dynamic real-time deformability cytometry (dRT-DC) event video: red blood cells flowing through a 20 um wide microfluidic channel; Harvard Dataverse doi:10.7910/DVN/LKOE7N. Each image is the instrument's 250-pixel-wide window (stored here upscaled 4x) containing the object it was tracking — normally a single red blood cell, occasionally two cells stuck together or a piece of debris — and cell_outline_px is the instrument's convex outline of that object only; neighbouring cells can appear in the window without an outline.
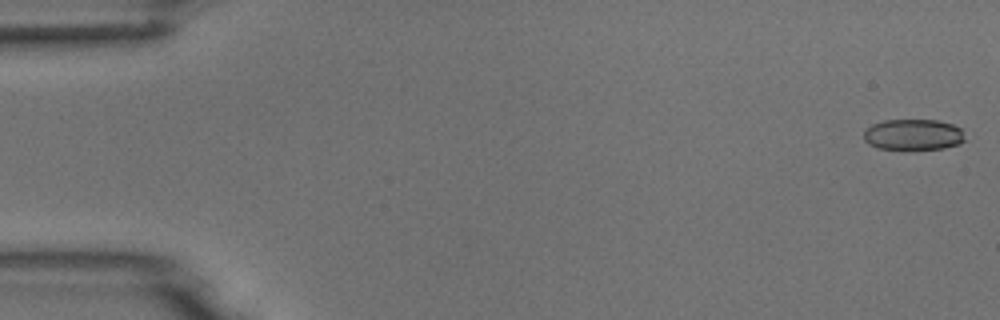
{"species": "common noctule bat (a hibernating species)", "species_latin": "Nyctalus noctula", "temperature_condition": "room temperature", "stored_images_in_passage": 6, "camera_frame_rate_fps": 3000, "um_per_image_px": 0.085, "animal": {"sex": "male", "body_mass_g": 18.8}, "frame": {"image": 1, "passage_image": 1, "time_ms": 0.0, "image_size_px": [1000, 320], "cell_outline_px": [[964, 140], [960, 144], [944, 148], [900, 152], [876, 148], [868, 144], [864, 140], [864, 132], [872, 124], [884, 120], [936, 120], [952, 124], [960, 128]], "centroid_in_image_um": [77.58, 11.49], "position_along_channel_um": 7.4, "area_um2": 18.9}}
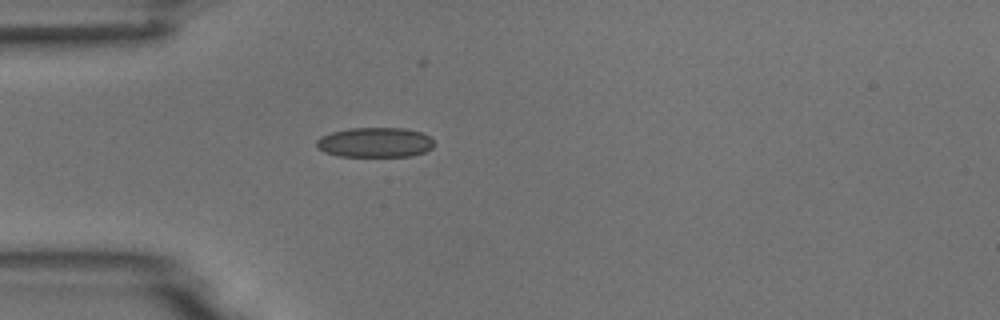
{"frame": {"image": 2, "passage_image": 5, "time_ms": 4.667, "image_size_px": [1000, 320], "cell_outline_px": [[432, 148], [424, 152], [412, 156], [336, 156], [324, 152], [316, 148], [316, 140], [320, 136], [332, 132], [348, 128], [404, 128], [420, 132], [428, 136], [432, 140]], "centroid_in_image_um": [31.82, 12.11], "position_along_channel_um": 53.2, "area_um2": 20.52}}